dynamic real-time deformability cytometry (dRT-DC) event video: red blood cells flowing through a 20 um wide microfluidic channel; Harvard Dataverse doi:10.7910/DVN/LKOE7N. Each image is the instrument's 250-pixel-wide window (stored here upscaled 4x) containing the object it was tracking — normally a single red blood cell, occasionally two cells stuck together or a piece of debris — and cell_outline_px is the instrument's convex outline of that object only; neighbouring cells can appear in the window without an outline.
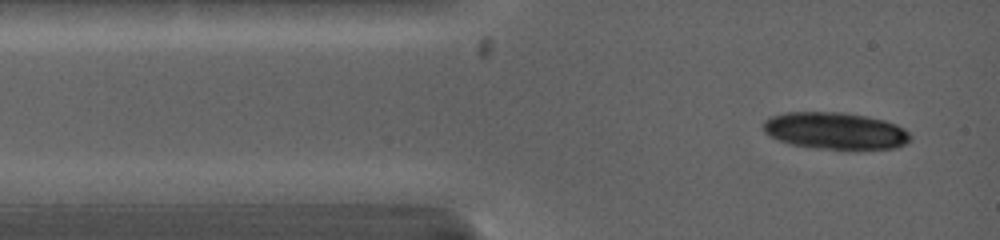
{"species": "common noctule bat (a hibernating species)", "species_latin": "Nyctalus noctula", "temperature_condition": "warm", "stored_images_in_passage": 4, "camera_frame_rate_fps": 5000, "um_per_image_px": 0.085, "animal": {"sex": "female", "body_mass_g": 19.0, "forearm_length_mm": 53.3}, "frame": {"image": 1, "passage_image": 1, "time_ms": 0.0, "image_size_px": [1000, 240], "cell_outline_px": [[912, 140], [896, 148], [816, 148], [792, 144], [768, 136], [764, 132], [764, 120], [768, 116], [784, 112], [844, 112], [884, 120], [896, 124], [904, 128], [912, 136]], "centroid_in_image_um": [70.98, 11.1], "position_along_channel_um": 14.0, "area_um2": 31.5}}